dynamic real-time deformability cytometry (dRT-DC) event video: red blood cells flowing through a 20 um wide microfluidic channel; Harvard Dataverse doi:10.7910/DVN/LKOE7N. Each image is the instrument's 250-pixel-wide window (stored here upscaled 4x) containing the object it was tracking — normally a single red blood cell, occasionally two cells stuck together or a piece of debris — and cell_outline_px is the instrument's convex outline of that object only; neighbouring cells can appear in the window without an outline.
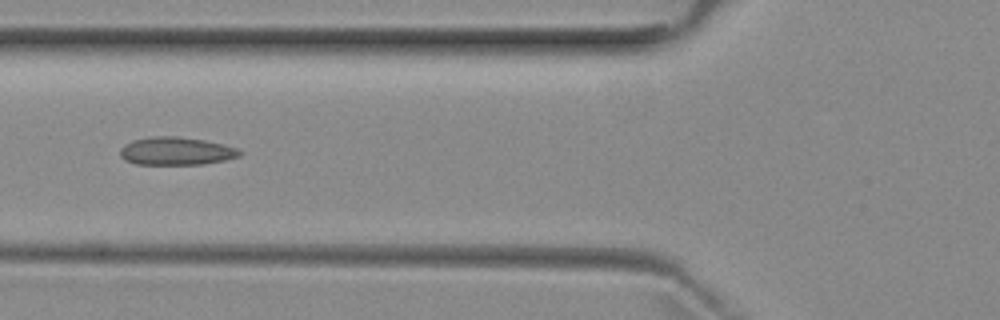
{"species": "common noctule bat (a hibernating species)", "species_latin": "Nyctalus noctula", "temperature_condition": "room temperature", "stored_images_in_passage": 6, "camera_frame_rate_fps": 3000, "um_per_image_px": 0.085, "animal": {"sex": "female", "body_mass_g": 29.2, "forearm_length_mm": 56.3}, "frame": {"image": 1, "passage_image": 6, "time_ms": 6.0, "image_size_px": [1000, 320], "cell_outline_px": [[244, 152], [240, 156], [224, 160], [200, 164], [136, 164], [124, 160], [120, 156], [120, 148], [124, 144], [132, 140], [152, 136], [176, 136], [204, 140], [224, 144], [236, 148]], "centroid_in_image_um": [14.95, 12.83], "position_along_channel_um": 110.8, "area_um2": 19.54}}